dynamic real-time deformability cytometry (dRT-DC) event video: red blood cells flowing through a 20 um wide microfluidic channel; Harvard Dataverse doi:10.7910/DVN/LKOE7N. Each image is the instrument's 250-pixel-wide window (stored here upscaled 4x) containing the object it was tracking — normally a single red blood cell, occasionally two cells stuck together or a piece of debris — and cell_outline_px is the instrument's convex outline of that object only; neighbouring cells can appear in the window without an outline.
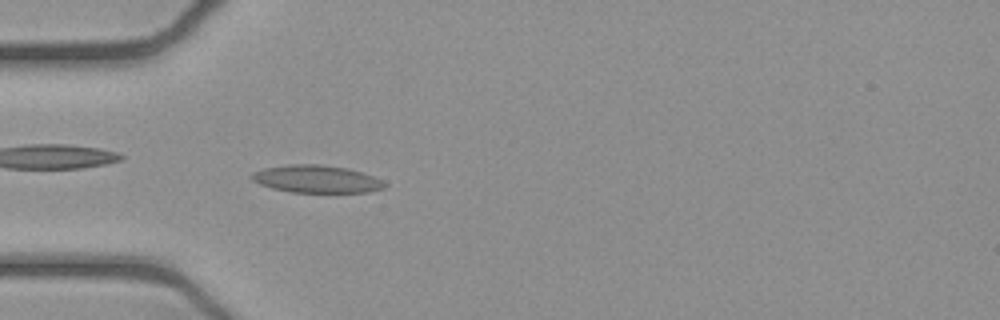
{"species": "common noctule bat (a hibernating species)", "species_latin": "Nyctalus noctula", "temperature_condition": "cold", "stored_images_in_passage": 51, "camera_frame_rate_fps": 3000, "um_per_image_px": 0.085, "animal": {"sex": "female", "body_mass_g": 21.9}, "frame": {"image": 1, "passage_image": 15, "time_ms": 4.667, "image_size_px": [1000, 320], "cell_outline_px": [[388, 184], [384, 188], [368, 192], [292, 192], [272, 188], [260, 184], [252, 180], [248, 176], [252, 172], [264, 168], [288, 164], [320, 164], [348, 168], [372, 176]], "centroid_in_image_um": [26.86, 15.21], "position_along_channel_um": 58.1, "area_um2": 21.33}}
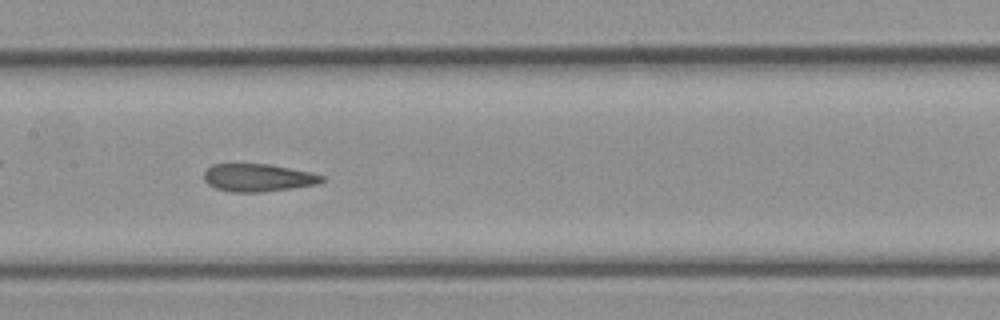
{"frame": {"image": 2, "passage_image": 25, "time_ms": 8.0, "image_size_px": [1000, 320], "cell_outline_px": [[324, 180], [316, 184], [292, 188], [260, 192], [232, 192], [216, 188], [208, 184], [204, 180], [204, 172], [212, 164], [268, 164], [308, 172], [324, 176]], "centroid_in_image_um": [21.89, 15.1], "position_along_channel_um": 185.5, "area_um2": 18.79}}
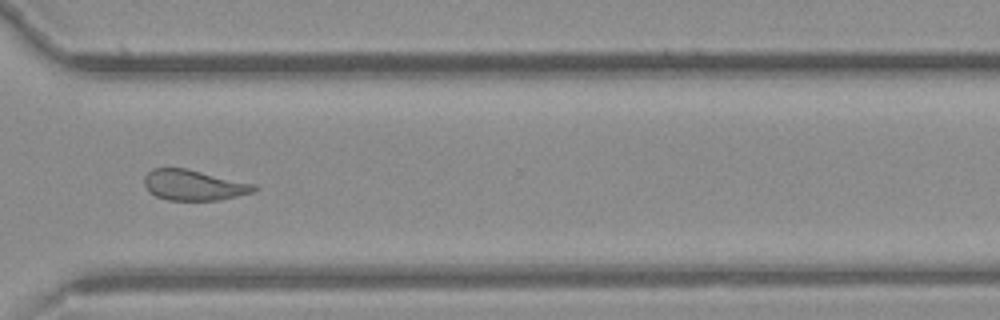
{"frame": {"image": 3, "passage_image": 38, "time_ms": 12.333, "image_size_px": [1000, 320], "cell_outline_px": [[260, 188], [256, 192], [220, 200], [168, 200], [156, 196], [144, 184], [144, 176], [152, 168], [188, 168], [256, 184]], "centroid_in_image_um": [16.54, 15.73], "position_along_channel_um": 354.1, "area_um2": 19.77}, "authors_computed_cell_mechanics": {"area_um2": 20.5768, "velocity_mm_per_s": 3.9034, "shape_relaxation_time_tau1_ms": null, "shape_relaxation_time_tau2_ms": 1.7535, "deformation_change_tau1": null, "deformation_change_tau2": 0.0822}}